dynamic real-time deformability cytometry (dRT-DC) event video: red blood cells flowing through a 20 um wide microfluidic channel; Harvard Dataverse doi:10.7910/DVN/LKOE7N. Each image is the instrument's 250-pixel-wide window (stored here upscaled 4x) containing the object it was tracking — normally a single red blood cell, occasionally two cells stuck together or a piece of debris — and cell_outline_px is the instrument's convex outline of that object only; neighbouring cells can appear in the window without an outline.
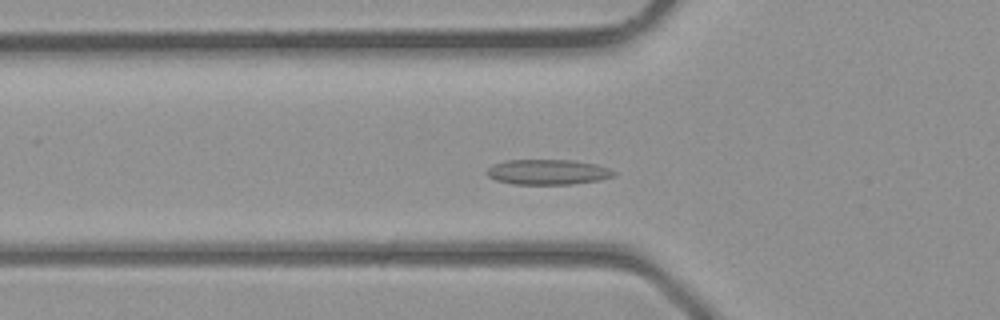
{"species": "common noctule bat (a hibernating species)", "species_latin": "Nyctalus noctula", "temperature_condition": "room temperature", "stored_images_in_passage": 29, "camera_frame_rate_fps": 3000, "um_per_image_px": 0.085, "animal": {"sex": "male", "body_mass_g": 23.1, "forearm_length_mm": 52.7}, "frame": {"image": 1, "passage_image": 2, "time_ms": 0.333, "image_size_px": [1000, 320], "cell_outline_px": [[616, 176], [596, 180], [572, 184], [512, 184], [496, 180], [488, 176], [484, 172], [492, 164], [504, 160], [572, 160], [596, 164], [608, 168], [616, 172]], "centroid_in_image_um": [46.52, 14.61], "position_along_channel_um": 79.3, "area_um2": 18.73}}
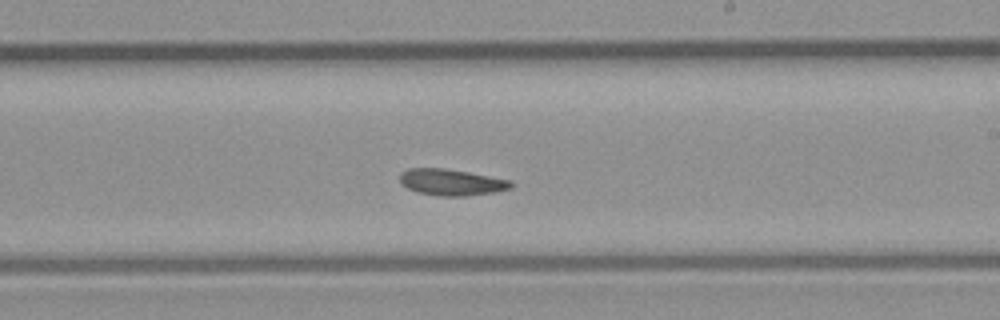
{"frame": {"image": 2, "passage_image": 12, "time_ms": 3.667, "image_size_px": [1000, 320], "cell_outline_px": [[512, 188], [496, 192], [464, 196], [440, 196], [416, 192], [408, 188], [400, 180], [400, 172], [408, 168], [444, 168], [468, 172], [512, 180]], "centroid_in_image_um": [38.38, 15.49], "position_along_channel_um": 250.6, "area_um2": 17.11}}
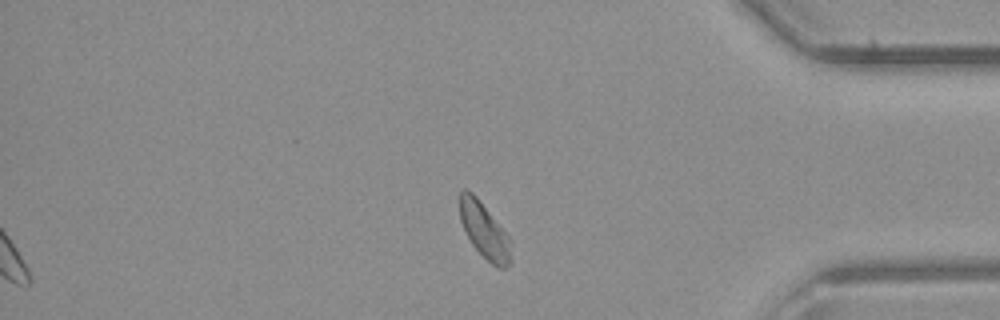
{"frame": {"image": 3, "passage_image": 22, "time_ms": 7.0, "image_size_px": [1000, 320], "cell_outline_px": [[512, 260], [504, 268], [500, 268], [492, 264], [472, 244], [460, 220], [460, 192], [464, 188], [472, 192], [476, 196], [508, 236]], "centroid_in_image_um": [41.16, 19.58], "position_along_channel_um": 394.0, "area_um2": 16.01}}